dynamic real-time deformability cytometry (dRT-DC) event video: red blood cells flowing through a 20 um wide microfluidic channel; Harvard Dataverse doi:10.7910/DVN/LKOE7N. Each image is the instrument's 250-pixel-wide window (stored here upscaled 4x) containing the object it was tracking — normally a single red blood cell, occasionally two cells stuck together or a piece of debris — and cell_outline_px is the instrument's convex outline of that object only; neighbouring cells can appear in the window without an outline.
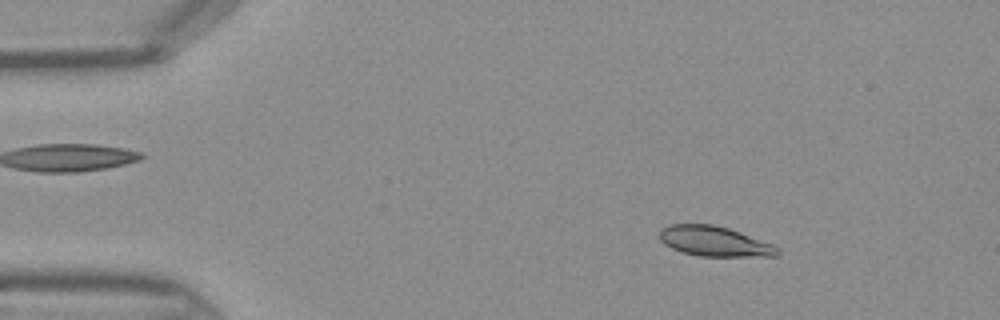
{"species": "Egyptian fruit bat (a non-hibernating species)", "species_latin": "Rousettus aegyptiacus", "temperature_condition": "warm", "stored_images_in_passage": 43, "camera_frame_rate_fps": 3000, "um_per_image_px": 0.085, "frame": {"image": 1, "passage_image": 5, "time_ms": 1.333, "image_size_px": [1000, 320], "cell_outline_px": [[780, 256], [700, 256], [684, 252], [672, 248], [664, 244], [660, 240], [660, 228], [668, 224], [712, 224], [728, 228], [740, 232], [772, 244], [780, 248]], "centroid_in_image_um": [60.73, 20.51], "position_along_channel_um": 24.3, "area_um2": 20.63}}
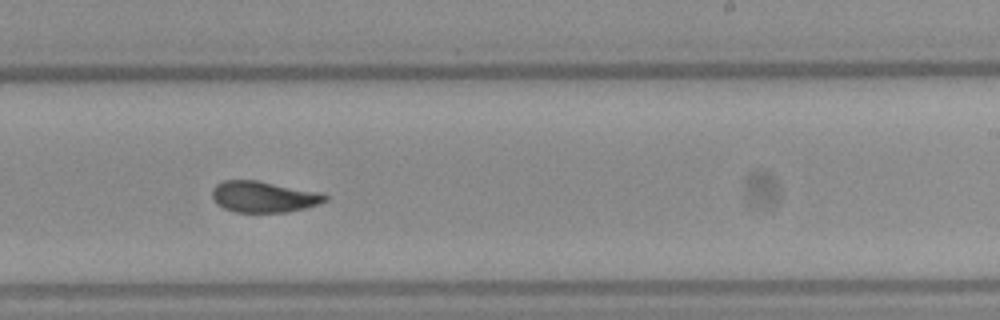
{"frame": {"image": 2, "passage_image": 26, "time_ms": 8.333, "image_size_px": [1000, 320], "cell_outline_px": [[328, 200], [320, 204], [288, 212], [236, 212], [224, 208], [216, 204], [212, 196], [212, 188], [216, 184], [224, 180], [256, 180], [320, 192], [328, 196]], "centroid_in_image_um": [22.41, 16.72], "position_along_channel_um": 266.6, "area_um2": 20.58}}
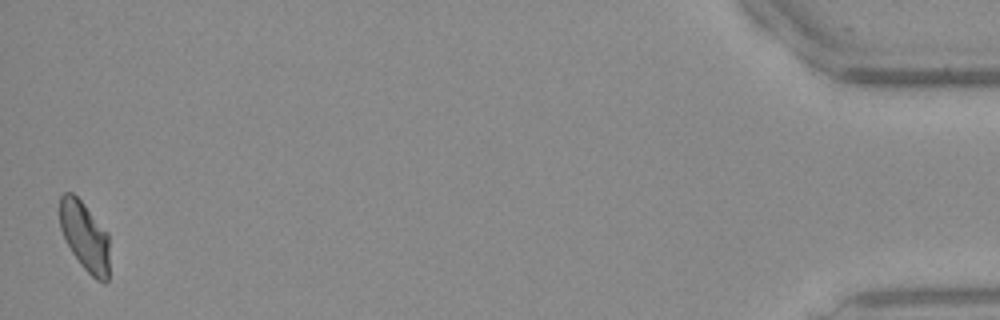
{"frame": {"image": 3, "passage_image": 43, "time_ms": 14.0, "image_size_px": [1000, 320], "cell_outline_px": [[108, 280], [104, 284], [96, 280], [80, 264], [72, 252], [60, 228], [60, 196], [64, 192], [72, 192], [84, 204], [108, 232]], "centroid_in_image_um": [7.21, 20.09], "position_along_channel_um": 428.0, "area_um2": 19.94}}